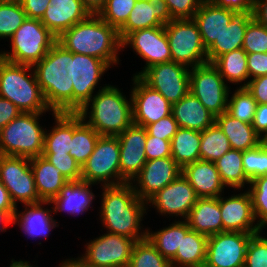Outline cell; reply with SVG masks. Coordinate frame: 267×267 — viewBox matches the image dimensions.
<instances>
[{
    "label": "cell",
    "mask_w": 267,
    "mask_h": 267,
    "mask_svg": "<svg viewBox=\"0 0 267 267\" xmlns=\"http://www.w3.org/2000/svg\"><path fill=\"white\" fill-rule=\"evenodd\" d=\"M0 180L16 207L17 201L24 205L42 202L36 190L30 158L1 155Z\"/></svg>",
    "instance_id": "12"
},
{
    "label": "cell",
    "mask_w": 267,
    "mask_h": 267,
    "mask_svg": "<svg viewBox=\"0 0 267 267\" xmlns=\"http://www.w3.org/2000/svg\"><path fill=\"white\" fill-rule=\"evenodd\" d=\"M106 0H81L82 4L91 14H97L103 7Z\"/></svg>",
    "instance_id": "62"
},
{
    "label": "cell",
    "mask_w": 267,
    "mask_h": 267,
    "mask_svg": "<svg viewBox=\"0 0 267 267\" xmlns=\"http://www.w3.org/2000/svg\"><path fill=\"white\" fill-rule=\"evenodd\" d=\"M59 267H94V266H90V265L84 263L79 257L76 260L75 259L74 260L68 259V260L62 262Z\"/></svg>",
    "instance_id": "63"
},
{
    "label": "cell",
    "mask_w": 267,
    "mask_h": 267,
    "mask_svg": "<svg viewBox=\"0 0 267 267\" xmlns=\"http://www.w3.org/2000/svg\"><path fill=\"white\" fill-rule=\"evenodd\" d=\"M201 132L179 127L171 139V157L183 169L200 160Z\"/></svg>",
    "instance_id": "35"
},
{
    "label": "cell",
    "mask_w": 267,
    "mask_h": 267,
    "mask_svg": "<svg viewBox=\"0 0 267 267\" xmlns=\"http://www.w3.org/2000/svg\"><path fill=\"white\" fill-rule=\"evenodd\" d=\"M252 126L263 140L267 137V104H257Z\"/></svg>",
    "instance_id": "58"
},
{
    "label": "cell",
    "mask_w": 267,
    "mask_h": 267,
    "mask_svg": "<svg viewBox=\"0 0 267 267\" xmlns=\"http://www.w3.org/2000/svg\"><path fill=\"white\" fill-rule=\"evenodd\" d=\"M21 5L27 18L41 20L50 0H23Z\"/></svg>",
    "instance_id": "55"
},
{
    "label": "cell",
    "mask_w": 267,
    "mask_h": 267,
    "mask_svg": "<svg viewBox=\"0 0 267 267\" xmlns=\"http://www.w3.org/2000/svg\"><path fill=\"white\" fill-rule=\"evenodd\" d=\"M253 235L224 231L209 236L204 267H244L247 246Z\"/></svg>",
    "instance_id": "14"
},
{
    "label": "cell",
    "mask_w": 267,
    "mask_h": 267,
    "mask_svg": "<svg viewBox=\"0 0 267 267\" xmlns=\"http://www.w3.org/2000/svg\"><path fill=\"white\" fill-rule=\"evenodd\" d=\"M136 1H142V2H153L155 0H136Z\"/></svg>",
    "instance_id": "66"
},
{
    "label": "cell",
    "mask_w": 267,
    "mask_h": 267,
    "mask_svg": "<svg viewBox=\"0 0 267 267\" xmlns=\"http://www.w3.org/2000/svg\"><path fill=\"white\" fill-rule=\"evenodd\" d=\"M57 41L72 53L94 56L109 65L119 62L118 50L122 49L118 30L98 14L67 29Z\"/></svg>",
    "instance_id": "3"
},
{
    "label": "cell",
    "mask_w": 267,
    "mask_h": 267,
    "mask_svg": "<svg viewBox=\"0 0 267 267\" xmlns=\"http://www.w3.org/2000/svg\"><path fill=\"white\" fill-rule=\"evenodd\" d=\"M36 190L42 201H52L69 181L43 155L30 158Z\"/></svg>",
    "instance_id": "28"
},
{
    "label": "cell",
    "mask_w": 267,
    "mask_h": 267,
    "mask_svg": "<svg viewBox=\"0 0 267 267\" xmlns=\"http://www.w3.org/2000/svg\"><path fill=\"white\" fill-rule=\"evenodd\" d=\"M43 204H51V201H42L39 203L26 204L25 211L14 214V223L18 221L20 228L25 234L32 238L44 236L45 238L49 234L50 230L57 227L56 220L51 216L52 210L43 209ZM28 210V211H27ZM26 212V213H25ZM20 222V223H19ZM48 233V234H47Z\"/></svg>",
    "instance_id": "32"
},
{
    "label": "cell",
    "mask_w": 267,
    "mask_h": 267,
    "mask_svg": "<svg viewBox=\"0 0 267 267\" xmlns=\"http://www.w3.org/2000/svg\"><path fill=\"white\" fill-rule=\"evenodd\" d=\"M190 230L186 220L177 221L155 233L147 230V238L162 256L170 261L182 243V235H186Z\"/></svg>",
    "instance_id": "37"
},
{
    "label": "cell",
    "mask_w": 267,
    "mask_h": 267,
    "mask_svg": "<svg viewBox=\"0 0 267 267\" xmlns=\"http://www.w3.org/2000/svg\"><path fill=\"white\" fill-rule=\"evenodd\" d=\"M253 14L237 13L219 38L207 49V60L212 63L217 57L241 49L248 23Z\"/></svg>",
    "instance_id": "29"
},
{
    "label": "cell",
    "mask_w": 267,
    "mask_h": 267,
    "mask_svg": "<svg viewBox=\"0 0 267 267\" xmlns=\"http://www.w3.org/2000/svg\"><path fill=\"white\" fill-rule=\"evenodd\" d=\"M0 211H18L13 203L8 190L0 180Z\"/></svg>",
    "instance_id": "60"
},
{
    "label": "cell",
    "mask_w": 267,
    "mask_h": 267,
    "mask_svg": "<svg viewBox=\"0 0 267 267\" xmlns=\"http://www.w3.org/2000/svg\"><path fill=\"white\" fill-rule=\"evenodd\" d=\"M53 116L56 124L50 133L45 131L42 154L69 153L73 137V112H56Z\"/></svg>",
    "instance_id": "34"
},
{
    "label": "cell",
    "mask_w": 267,
    "mask_h": 267,
    "mask_svg": "<svg viewBox=\"0 0 267 267\" xmlns=\"http://www.w3.org/2000/svg\"><path fill=\"white\" fill-rule=\"evenodd\" d=\"M145 154L147 160L156 158H165L171 156V142L169 140L160 139L155 136H150L147 133L145 144Z\"/></svg>",
    "instance_id": "52"
},
{
    "label": "cell",
    "mask_w": 267,
    "mask_h": 267,
    "mask_svg": "<svg viewBox=\"0 0 267 267\" xmlns=\"http://www.w3.org/2000/svg\"><path fill=\"white\" fill-rule=\"evenodd\" d=\"M190 92L215 116L227 111L229 89L212 63L190 68Z\"/></svg>",
    "instance_id": "10"
},
{
    "label": "cell",
    "mask_w": 267,
    "mask_h": 267,
    "mask_svg": "<svg viewBox=\"0 0 267 267\" xmlns=\"http://www.w3.org/2000/svg\"><path fill=\"white\" fill-rule=\"evenodd\" d=\"M10 267H32V266L27 261H21V260L20 261H14V260H12V264L10 265Z\"/></svg>",
    "instance_id": "64"
},
{
    "label": "cell",
    "mask_w": 267,
    "mask_h": 267,
    "mask_svg": "<svg viewBox=\"0 0 267 267\" xmlns=\"http://www.w3.org/2000/svg\"><path fill=\"white\" fill-rule=\"evenodd\" d=\"M16 211H0V230L6 231L7 226L14 223Z\"/></svg>",
    "instance_id": "61"
},
{
    "label": "cell",
    "mask_w": 267,
    "mask_h": 267,
    "mask_svg": "<svg viewBox=\"0 0 267 267\" xmlns=\"http://www.w3.org/2000/svg\"><path fill=\"white\" fill-rule=\"evenodd\" d=\"M101 221L107 233L133 239L135 242L147 238V230H141V221L146 210V202L140 199L133 183L116 186H103Z\"/></svg>",
    "instance_id": "2"
},
{
    "label": "cell",
    "mask_w": 267,
    "mask_h": 267,
    "mask_svg": "<svg viewBox=\"0 0 267 267\" xmlns=\"http://www.w3.org/2000/svg\"><path fill=\"white\" fill-rule=\"evenodd\" d=\"M110 65L94 56L73 53V113H78L93 97L95 86Z\"/></svg>",
    "instance_id": "15"
},
{
    "label": "cell",
    "mask_w": 267,
    "mask_h": 267,
    "mask_svg": "<svg viewBox=\"0 0 267 267\" xmlns=\"http://www.w3.org/2000/svg\"><path fill=\"white\" fill-rule=\"evenodd\" d=\"M98 91L78 114L83 120L90 114L86 123L100 136H118L133 124L132 99L126 100L121 91L111 85Z\"/></svg>",
    "instance_id": "4"
},
{
    "label": "cell",
    "mask_w": 267,
    "mask_h": 267,
    "mask_svg": "<svg viewBox=\"0 0 267 267\" xmlns=\"http://www.w3.org/2000/svg\"><path fill=\"white\" fill-rule=\"evenodd\" d=\"M121 44L122 48L130 44L137 55L146 60L144 70L158 63L172 61L164 26L136 30L128 34Z\"/></svg>",
    "instance_id": "18"
},
{
    "label": "cell",
    "mask_w": 267,
    "mask_h": 267,
    "mask_svg": "<svg viewBox=\"0 0 267 267\" xmlns=\"http://www.w3.org/2000/svg\"><path fill=\"white\" fill-rule=\"evenodd\" d=\"M216 6L232 10L236 13H253L254 0H210Z\"/></svg>",
    "instance_id": "56"
},
{
    "label": "cell",
    "mask_w": 267,
    "mask_h": 267,
    "mask_svg": "<svg viewBox=\"0 0 267 267\" xmlns=\"http://www.w3.org/2000/svg\"><path fill=\"white\" fill-rule=\"evenodd\" d=\"M171 114L178 127L204 131L215 123V115L191 92L172 105Z\"/></svg>",
    "instance_id": "26"
},
{
    "label": "cell",
    "mask_w": 267,
    "mask_h": 267,
    "mask_svg": "<svg viewBox=\"0 0 267 267\" xmlns=\"http://www.w3.org/2000/svg\"><path fill=\"white\" fill-rule=\"evenodd\" d=\"M136 0H106L98 15L110 26L119 30L127 21Z\"/></svg>",
    "instance_id": "44"
},
{
    "label": "cell",
    "mask_w": 267,
    "mask_h": 267,
    "mask_svg": "<svg viewBox=\"0 0 267 267\" xmlns=\"http://www.w3.org/2000/svg\"><path fill=\"white\" fill-rule=\"evenodd\" d=\"M128 267H171V264L148 238H145L134 244Z\"/></svg>",
    "instance_id": "41"
},
{
    "label": "cell",
    "mask_w": 267,
    "mask_h": 267,
    "mask_svg": "<svg viewBox=\"0 0 267 267\" xmlns=\"http://www.w3.org/2000/svg\"><path fill=\"white\" fill-rule=\"evenodd\" d=\"M26 19L21 4L0 1V38H11Z\"/></svg>",
    "instance_id": "43"
},
{
    "label": "cell",
    "mask_w": 267,
    "mask_h": 267,
    "mask_svg": "<svg viewBox=\"0 0 267 267\" xmlns=\"http://www.w3.org/2000/svg\"><path fill=\"white\" fill-rule=\"evenodd\" d=\"M73 53L56 41L32 67L46 104L56 112H73Z\"/></svg>",
    "instance_id": "1"
},
{
    "label": "cell",
    "mask_w": 267,
    "mask_h": 267,
    "mask_svg": "<svg viewBox=\"0 0 267 267\" xmlns=\"http://www.w3.org/2000/svg\"><path fill=\"white\" fill-rule=\"evenodd\" d=\"M146 131L150 136H155L160 139L169 140L175 135L178 130V124L173 118V115H169L165 118L160 119L157 122L147 125Z\"/></svg>",
    "instance_id": "51"
},
{
    "label": "cell",
    "mask_w": 267,
    "mask_h": 267,
    "mask_svg": "<svg viewBox=\"0 0 267 267\" xmlns=\"http://www.w3.org/2000/svg\"><path fill=\"white\" fill-rule=\"evenodd\" d=\"M186 221L191 230L207 237L223 232L219 197L198 198Z\"/></svg>",
    "instance_id": "27"
},
{
    "label": "cell",
    "mask_w": 267,
    "mask_h": 267,
    "mask_svg": "<svg viewBox=\"0 0 267 267\" xmlns=\"http://www.w3.org/2000/svg\"><path fill=\"white\" fill-rule=\"evenodd\" d=\"M257 102L246 87H239L228 99L227 113L233 118L252 124Z\"/></svg>",
    "instance_id": "42"
},
{
    "label": "cell",
    "mask_w": 267,
    "mask_h": 267,
    "mask_svg": "<svg viewBox=\"0 0 267 267\" xmlns=\"http://www.w3.org/2000/svg\"><path fill=\"white\" fill-rule=\"evenodd\" d=\"M208 237L194 230L182 235V243L170 260L171 267H204ZM177 263V264H176ZM177 266V267H178Z\"/></svg>",
    "instance_id": "33"
},
{
    "label": "cell",
    "mask_w": 267,
    "mask_h": 267,
    "mask_svg": "<svg viewBox=\"0 0 267 267\" xmlns=\"http://www.w3.org/2000/svg\"><path fill=\"white\" fill-rule=\"evenodd\" d=\"M230 149L228 138L216 123L201 132L200 160L215 162Z\"/></svg>",
    "instance_id": "40"
},
{
    "label": "cell",
    "mask_w": 267,
    "mask_h": 267,
    "mask_svg": "<svg viewBox=\"0 0 267 267\" xmlns=\"http://www.w3.org/2000/svg\"><path fill=\"white\" fill-rule=\"evenodd\" d=\"M31 65L17 64L0 57V97L8 99L22 112L44 113L46 104ZM31 76V77H30Z\"/></svg>",
    "instance_id": "5"
},
{
    "label": "cell",
    "mask_w": 267,
    "mask_h": 267,
    "mask_svg": "<svg viewBox=\"0 0 267 267\" xmlns=\"http://www.w3.org/2000/svg\"><path fill=\"white\" fill-rule=\"evenodd\" d=\"M172 19L165 0L136 1L126 23L118 30L121 41L130 33L168 24Z\"/></svg>",
    "instance_id": "23"
},
{
    "label": "cell",
    "mask_w": 267,
    "mask_h": 267,
    "mask_svg": "<svg viewBox=\"0 0 267 267\" xmlns=\"http://www.w3.org/2000/svg\"><path fill=\"white\" fill-rule=\"evenodd\" d=\"M117 137L120 145V174L131 183L147 161V131L145 127L132 124Z\"/></svg>",
    "instance_id": "20"
},
{
    "label": "cell",
    "mask_w": 267,
    "mask_h": 267,
    "mask_svg": "<svg viewBox=\"0 0 267 267\" xmlns=\"http://www.w3.org/2000/svg\"><path fill=\"white\" fill-rule=\"evenodd\" d=\"M240 87H246L257 104H267V75L249 79Z\"/></svg>",
    "instance_id": "54"
},
{
    "label": "cell",
    "mask_w": 267,
    "mask_h": 267,
    "mask_svg": "<svg viewBox=\"0 0 267 267\" xmlns=\"http://www.w3.org/2000/svg\"><path fill=\"white\" fill-rule=\"evenodd\" d=\"M215 123L228 138L232 149L246 151L263 142L252 124L233 118L227 112L215 116Z\"/></svg>",
    "instance_id": "30"
},
{
    "label": "cell",
    "mask_w": 267,
    "mask_h": 267,
    "mask_svg": "<svg viewBox=\"0 0 267 267\" xmlns=\"http://www.w3.org/2000/svg\"><path fill=\"white\" fill-rule=\"evenodd\" d=\"M244 267H267V238L254 234L248 243Z\"/></svg>",
    "instance_id": "48"
},
{
    "label": "cell",
    "mask_w": 267,
    "mask_h": 267,
    "mask_svg": "<svg viewBox=\"0 0 267 267\" xmlns=\"http://www.w3.org/2000/svg\"><path fill=\"white\" fill-rule=\"evenodd\" d=\"M100 135L83 120L78 113H73V137L69 154L82 167L94 151Z\"/></svg>",
    "instance_id": "36"
},
{
    "label": "cell",
    "mask_w": 267,
    "mask_h": 267,
    "mask_svg": "<svg viewBox=\"0 0 267 267\" xmlns=\"http://www.w3.org/2000/svg\"><path fill=\"white\" fill-rule=\"evenodd\" d=\"M21 113L22 111L11 101L0 97V130Z\"/></svg>",
    "instance_id": "57"
},
{
    "label": "cell",
    "mask_w": 267,
    "mask_h": 267,
    "mask_svg": "<svg viewBox=\"0 0 267 267\" xmlns=\"http://www.w3.org/2000/svg\"><path fill=\"white\" fill-rule=\"evenodd\" d=\"M237 13L216 6L205 0L196 11L193 20L197 23L201 39L206 50L219 38L223 30Z\"/></svg>",
    "instance_id": "24"
},
{
    "label": "cell",
    "mask_w": 267,
    "mask_h": 267,
    "mask_svg": "<svg viewBox=\"0 0 267 267\" xmlns=\"http://www.w3.org/2000/svg\"><path fill=\"white\" fill-rule=\"evenodd\" d=\"M197 195L181 173L174 181L156 192L146 203H152L161 214L182 216L185 220L197 202Z\"/></svg>",
    "instance_id": "17"
},
{
    "label": "cell",
    "mask_w": 267,
    "mask_h": 267,
    "mask_svg": "<svg viewBox=\"0 0 267 267\" xmlns=\"http://www.w3.org/2000/svg\"><path fill=\"white\" fill-rule=\"evenodd\" d=\"M214 163L225 187L230 186L237 190L243 188L245 183L250 184L244 173L242 151L231 148Z\"/></svg>",
    "instance_id": "38"
},
{
    "label": "cell",
    "mask_w": 267,
    "mask_h": 267,
    "mask_svg": "<svg viewBox=\"0 0 267 267\" xmlns=\"http://www.w3.org/2000/svg\"><path fill=\"white\" fill-rule=\"evenodd\" d=\"M51 164L58 168L69 181L81 180V166L69 153L42 154Z\"/></svg>",
    "instance_id": "49"
},
{
    "label": "cell",
    "mask_w": 267,
    "mask_h": 267,
    "mask_svg": "<svg viewBox=\"0 0 267 267\" xmlns=\"http://www.w3.org/2000/svg\"><path fill=\"white\" fill-rule=\"evenodd\" d=\"M57 38L40 20L27 18L11 37V53L2 52L0 57L17 64L33 66L41 61Z\"/></svg>",
    "instance_id": "7"
},
{
    "label": "cell",
    "mask_w": 267,
    "mask_h": 267,
    "mask_svg": "<svg viewBox=\"0 0 267 267\" xmlns=\"http://www.w3.org/2000/svg\"><path fill=\"white\" fill-rule=\"evenodd\" d=\"M253 18L267 28V0H254Z\"/></svg>",
    "instance_id": "59"
},
{
    "label": "cell",
    "mask_w": 267,
    "mask_h": 267,
    "mask_svg": "<svg viewBox=\"0 0 267 267\" xmlns=\"http://www.w3.org/2000/svg\"><path fill=\"white\" fill-rule=\"evenodd\" d=\"M242 164L244 173L250 181L267 175V143L263 141L255 148L242 151Z\"/></svg>",
    "instance_id": "45"
},
{
    "label": "cell",
    "mask_w": 267,
    "mask_h": 267,
    "mask_svg": "<svg viewBox=\"0 0 267 267\" xmlns=\"http://www.w3.org/2000/svg\"><path fill=\"white\" fill-rule=\"evenodd\" d=\"M248 78L267 75V53L247 54Z\"/></svg>",
    "instance_id": "53"
},
{
    "label": "cell",
    "mask_w": 267,
    "mask_h": 267,
    "mask_svg": "<svg viewBox=\"0 0 267 267\" xmlns=\"http://www.w3.org/2000/svg\"><path fill=\"white\" fill-rule=\"evenodd\" d=\"M164 27L173 62L192 68L208 62L199 27L193 19L171 20Z\"/></svg>",
    "instance_id": "9"
},
{
    "label": "cell",
    "mask_w": 267,
    "mask_h": 267,
    "mask_svg": "<svg viewBox=\"0 0 267 267\" xmlns=\"http://www.w3.org/2000/svg\"><path fill=\"white\" fill-rule=\"evenodd\" d=\"M90 186L91 183L82 180L68 181L51 201L55 204L54 213L60 210L79 215V213L88 210L94 199V194L89 189Z\"/></svg>",
    "instance_id": "31"
},
{
    "label": "cell",
    "mask_w": 267,
    "mask_h": 267,
    "mask_svg": "<svg viewBox=\"0 0 267 267\" xmlns=\"http://www.w3.org/2000/svg\"><path fill=\"white\" fill-rule=\"evenodd\" d=\"M133 82V124L146 127L171 115L172 104L160 92L146 85L138 76L133 77Z\"/></svg>",
    "instance_id": "16"
},
{
    "label": "cell",
    "mask_w": 267,
    "mask_h": 267,
    "mask_svg": "<svg viewBox=\"0 0 267 267\" xmlns=\"http://www.w3.org/2000/svg\"><path fill=\"white\" fill-rule=\"evenodd\" d=\"M90 14L81 0H50L40 21L58 39L67 29L85 20Z\"/></svg>",
    "instance_id": "22"
},
{
    "label": "cell",
    "mask_w": 267,
    "mask_h": 267,
    "mask_svg": "<svg viewBox=\"0 0 267 267\" xmlns=\"http://www.w3.org/2000/svg\"><path fill=\"white\" fill-rule=\"evenodd\" d=\"M181 173L182 169L171 156L147 160L140 173L133 179L138 182L139 186L134 185V191L140 199L146 202L156 192L174 181Z\"/></svg>",
    "instance_id": "19"
},
{
    "label": "cell",
    "mask_w": 267,
    "mask_h": 267,
    "mask_svg": "<svg viewBox=\"0 0 267 267\" xmlns=\"http://www.w3.org/2000/svg\"><path fill=\"white\" fill-rule=\"evenodd\" d=\"M119 155L118 137L100 136L94 151L81 167V180L93 185L97 182H103L102 186H116L128 183L120 174Z\"/></svg>",
    "instance_id": "8"
},
{
    "label": "cell",
    "mask_w": 267,
    "mask_h": 267,
    "mask_svg": "<svg viewBox=\"0 0 267 267\" xmlns=\"http://www.w3.org/2000/svg\"><path fill=\"white\" fill-rule=\"evenodd\" d=\"M212 64L223 79L233 84L248 79L247 53L242 48L217 57Z\"/></svg>",
    "instance_id": "39"
},
{
    "label": "cell",
    "mask_w": 267,
    "mask_h": 267,
    "mask_svg": "<svg viewBox=\"0 0 267 267\" xmlns=\"http://www.w3.org/2000/svg\"><path fill=\"white\" fill-rule=\"evenodd\" d=\"M135 76L160 92L172 105L190 92V69L180 63H158Z\"/></svg>",
    "instance_id": "11"
},
{
    "label": "cell",
    "mask_w": 267,
    "mask_h": 267,
    "mask_svg": "<svg viewBox=\"0 0 267 267\" xmlns=\"http://www.w3.org/2000/svg\"><path fill=\"white\" fill-rule=\"evenodd\" d=\"M42 113L22 112L0 130V153L33 158L42 155L45 129L39 125Z\"/></svg>",
    "instance_id": "6"
},
{
    "label": "cell",
    "mask_w": 267,
    "mask_h": 267,
    "mask_svg": "<svg viewBox=\"0 0 267 267\" xmlns=\"http://www.w3.org/2000/svg\"><path fill=\"white\" fill-rule=\"evenodd\" d=\"M135 243L125 236L106 233L87 243L80 259L94 267H128Z\"/></svg>",
    "instance_id": "13"
},
{
    "label": "cell",
    "mask_w": 267,
    "mask_h": 267,
    "mask_svg": "<svg viewBox=\"0 0 267 267\" xmlns=\"http://www.w3.org/2000/svg\"><path fill=\"white\" fill-rule=\"evenodd\" d=\"M219 196L223 232H244L257 234L262 231L259 224H255L252 201L249 192L232 195L224 199ZM254 223V225H253Z\"/></svg>",
    "instance_id": "21"
},
{
    "label": "cell",
    "mask_w": 267,
    "mask_h": 267,
    "mask_svg": "<svg viewBox=\"0 0 267 267\" xmlns=\"http://www.w3.org/2000/svg\"><path fill=\"white\" fill-rule=\"evenodd\" d=\"M248 190L253 207L255 220L261 228L267 225V175L259 176L250 181Z\"/></svg>",
    "instance_id": "46"
},
{
    "label": "cell",
    "mask_w": 267,
    "mask_h": 267,
    "mask_svg": "<svg viewBox=\"0 0 267 267\" xmlns=\"http://www.w3.org/2000/svg\"><path fill=\"white\" fill-rule=\"evenodd\" d=\"M182 174L194 188L198 198L219 197L225 188L214 162L198 160L186 165Z\"/></svg>",
    "instance_id": "25"
},
{
    "label": "cell",
    "mask_w": 267,
    "mask_h": 267,
    "mask_svg": "<svg viewBox=\"0 0 267 267\" xmlns=\"http://www.w3.org/2000/svg\"><path fill=\"white\" fill-rule=\"evenodd\" d=\"M242 49L247 54L267 53V28L254 18L248 23Z\"/></svg>",
    "instance_id": "47"
},
{
    "label": "cell",
    "mask_w": 267,
    "mask_h": 267,
    "mask_svg": "<svg viewBox=\"0 0 267 267\" xmlns=\"http://www.w3.org/2000/svg\"><path fill=\"white\" fill-rule=\"evenodd\" d=\"M205 0H165L173 20L193 19Z\"/></svg>",
    "instance_id": "50"
},
{
    "label": "cell",
    "mask_w": 267,
    "mask_h": 267,
    "mask_svg": "<svg viewBox=\"0 0 267 267\" xmlns=\"http://www.w3.org/2000/svg\"><path fill=\"white\" fill-rule=\"evenodd\" d=\"M0 1L10 2V3H19V4L23 2V0H0Z\"/></svg>",
    "instance_id": "65"
}]
</instances>
